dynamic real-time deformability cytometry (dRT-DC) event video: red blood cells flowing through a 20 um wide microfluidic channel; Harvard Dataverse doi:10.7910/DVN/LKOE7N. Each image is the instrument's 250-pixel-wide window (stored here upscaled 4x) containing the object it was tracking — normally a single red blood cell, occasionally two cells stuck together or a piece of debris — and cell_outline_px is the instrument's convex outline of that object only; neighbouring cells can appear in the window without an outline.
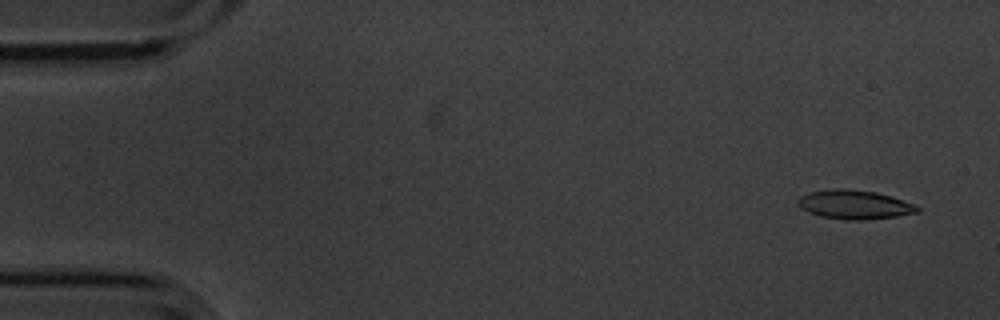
{"species": "common noctule bat (a hibernating species)", "species_latin": "Nyctalus noctula", "temperature_condition": "cold", "stored_images_in_passage": 5, "camera_frame_rate_fps": 3000, "um_per_image_px": 0.085, "animal": {"sex": "male", "body_mass_g": 20.1, "forearm_length_mm": 53.5}, "frame": {"image": 1, "passage_image": 1, "time_ms": 0.0, "image_size_px": [1000, 320], "cell_outline_px": [[920, 212], [896, 216], [864, 220], [848, 220], [820, 216], [808, 212], [800, 208], [796, 204], [796, 200], [800, 196], [808, 192], [832, 188], [848, 188], [876, 192], [892, 196], [912, 204], [920, 208]], "centroid_in_image_um": [72.57, 17.38], "position_along_channel_um": 12.4, "area_um2": 20.4}}